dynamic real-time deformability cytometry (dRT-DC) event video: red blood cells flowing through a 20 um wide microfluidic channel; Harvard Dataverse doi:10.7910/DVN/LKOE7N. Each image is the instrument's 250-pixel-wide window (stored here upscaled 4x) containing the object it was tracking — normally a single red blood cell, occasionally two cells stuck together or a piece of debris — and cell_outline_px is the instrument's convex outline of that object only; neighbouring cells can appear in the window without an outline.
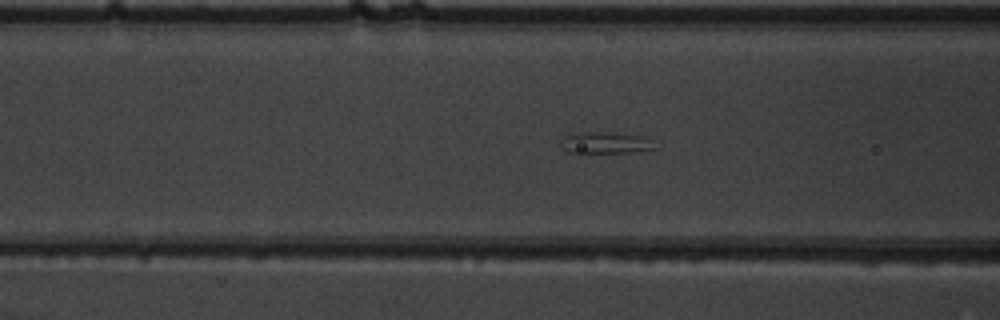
{"species": "common noctule bat (a hibernating species)", "species_latin": "Nyctalus noctula", "temperature_condition": "warm", "stored_images_in_passage": 54, "segment_of_instrument_passage": [2, 2], "camera_frame_rate_fps": 3000, "um_per_image_px": 0.085, "animal": {"sex": "male", "body_mass_g": 19.5, "forearm_length_mm": 54.6}, "frame": {"image": 1, "passage_image": 22, "time_ms": 7.0, "image_size_px": [1000, 320], "cell_outline_px": [[660, 148], [632, 152], [568, 152], [560, 148], [560, 140], [564, 136], [580, 132], [600, 132], [640, 136]], "centroid_in_image_um": [51.38, 12.14], "position_along_channel_um": 115.2, "area_um2": 11.5}}
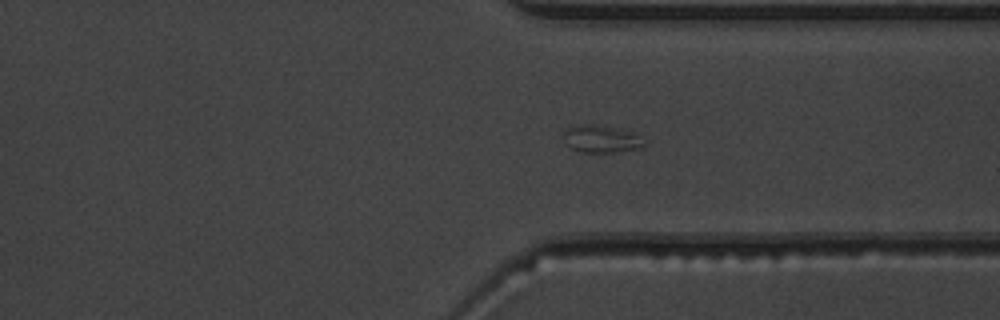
{"frame": {"image": 2, "passage_image": 41, "time_ms": 13.333, "image_size_px": [1000, 320], "cell_outline_px": [[648, 144], [640, 148], [612, 152], [584, 152], [572, 148], [568, 144], [560, 132], [576, 124], [592, 124], [612, 128], [640, 136]], "centroid_in_image_um": [51.07, 11.81], "position_along_channel_um": 360.3, "area_um2": 12.6}}
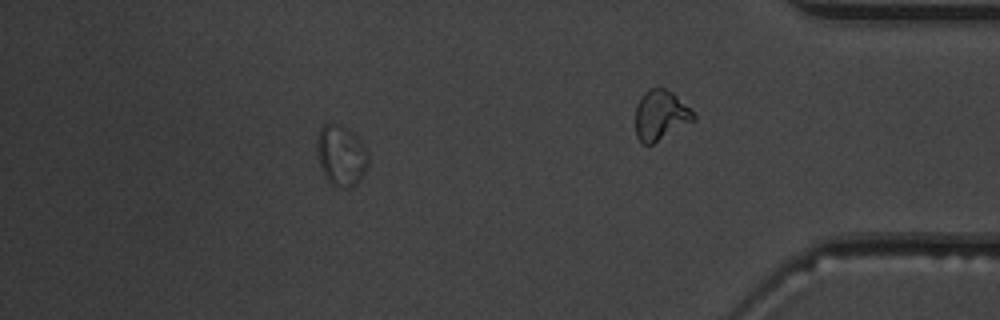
{"frame": {"image": 3, "passage_image": 48, "time_ms": 15.667, "image_size_px": [1000, 320], "cell_outline_px": [[368, 168], [360, 180], [356, 184], [348, 188], [340, 188], [332, 184], [324, 176], [316, 152], [316, 136], [320, 128], [324, 124], [340, 124], [352, 132], [360, 140], [368, 152]], "centroid_in_image_um": [28.99, 13.22], "position_along_channel_um": 406.2, "area_um2": 18.38}}